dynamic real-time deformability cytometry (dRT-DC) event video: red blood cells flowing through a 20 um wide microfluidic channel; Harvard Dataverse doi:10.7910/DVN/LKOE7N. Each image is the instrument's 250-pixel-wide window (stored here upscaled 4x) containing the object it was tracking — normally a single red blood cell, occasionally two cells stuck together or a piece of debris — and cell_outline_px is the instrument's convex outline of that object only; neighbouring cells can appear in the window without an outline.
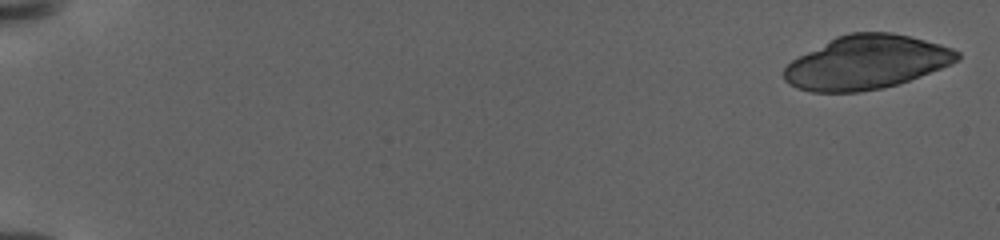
{"species": "human", "species_latin": "Homo sapiens", "temperature_condition": "warm", "stored_images_in_passage": 43, "camera_frame_rate_fps": 3000, "um_per_image_px": 0.085, "donor": {"sex": "female"}, "frame": {"image": 1, "passage_image": 1, "time_ms": 0.0, "image_size_px": [1000, 240], "cell_outline_px": [[960, 60], [940, 68], [908, 80], [896, 84], [880, 88], [860, 92], [812, 92], [796, 88], [788, 84], [784, 80], [784, 68], [792, 60], [836, 36], [848, 32], [892, 32], [940, 44], [952, 48], [960, 52]], "centroid_in_image_um": [73.63, 5.3], "position_along_channel_um": 11.4, "area_um2": 53.93}}
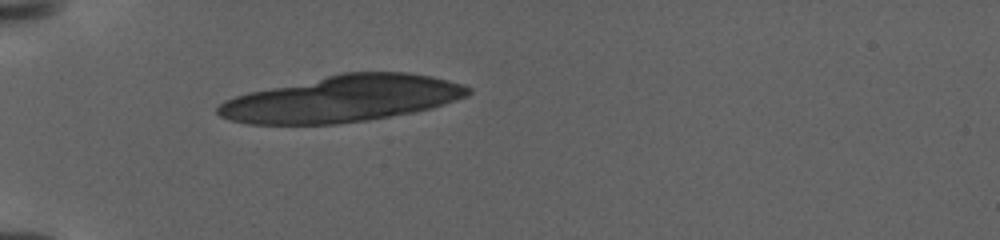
{"frame": {"image": 2, "passage_image": 26, "time_ms": 7.333, "image_size_px": [1000, 240], "cell_outline_px": [[472, 92], [468, 96], [432, 108], [412, 112], [368, 120], [336, 124], [248, 124], [232, 120], [220, 116], [216, 112], [216, 108], [224, 100], [248, 92], [340, 72], [408, 72], [432, 76], [464, 84], [472, 88]], "centroid_in_image_um": [29.11, 8.39], "position_along_channel_um": 55.9, "area_um2": 67.86}}
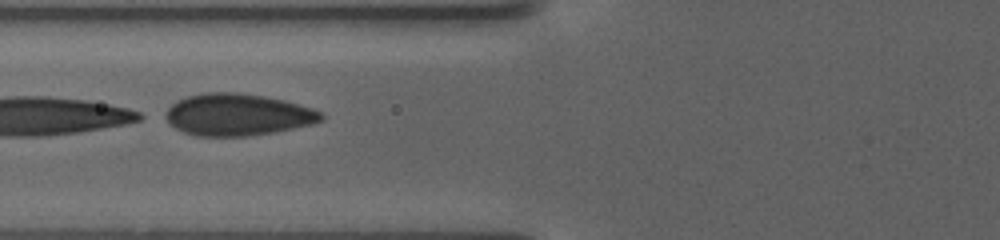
{"frame": {"image": 3, "passage_image": 30, "time_ms": 10.0, "image_size_px": [1000, 240], "cell_outline_px": [[324, 120], [312, 124], [276, 132], [248, 136], [196, 136], [184, 132], [168, 124], [168, 108], [176, 100], [188, 96], [204, 92], [236, 92], [264, 96], [284, 100], [312, 108], [320, 112], [324, 116]], "centroid_in_image_um": [20.22, 9.75], "position_along_channel_um": 105.6, "area_um2": 37.97}}